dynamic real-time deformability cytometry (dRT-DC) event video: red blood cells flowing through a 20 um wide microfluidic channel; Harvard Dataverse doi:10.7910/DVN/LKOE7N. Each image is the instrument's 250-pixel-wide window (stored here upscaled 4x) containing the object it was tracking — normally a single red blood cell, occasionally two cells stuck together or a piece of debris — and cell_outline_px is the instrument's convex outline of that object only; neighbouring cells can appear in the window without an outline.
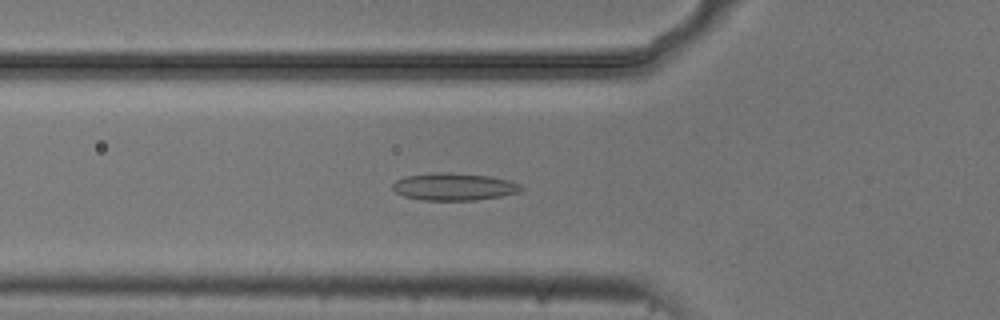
{"species": "common noctule bat (a hibernating species)", "species_latin": "Nyctalus noctula", "temperature_condition": "cold", "stored_images_in_passage": 49, "camera_frame_rate_fps": 3000, "um_per_image_px": 0.085, "animal": {"sex": "male", "body_mass_g": 20.5, "forearm_length_mm": 52.5}, "frame": {"image": 1, "passage_image": 14, "time_ms": 4.333, "image_size_px": [1000, 320], "cell_outline_px": [[524, 188], [520, 192], [500, 196], [472, 200], [424, 200], [404, 196], [396, 192], [392, 188], [392, 184], [396, 180], [404, 176], [440, 172], [448, 172], [488, 176], [508, 180], [520, 184]], "centroid_in_image_um": [38.58, 15.86], "position_along_channel_um": 87.2, "area_um2": 20.35}}
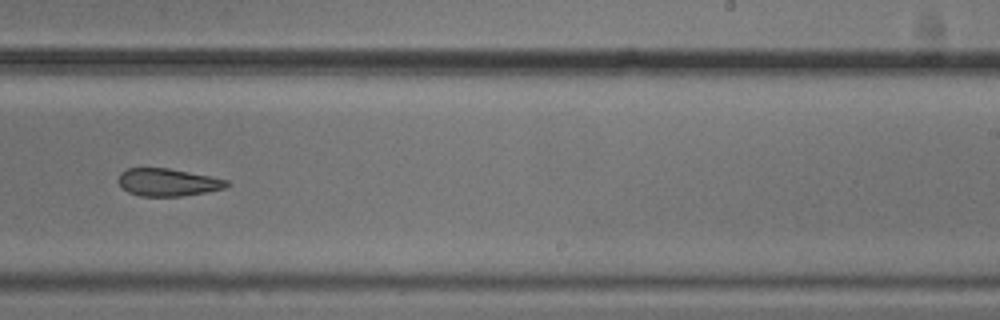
{"frame": {"image": 2, "passage_image": 29, "time_ms": 9.333, "image_size_px": [1000, 320], "cell_outline_px": [[232, 184], [224, 188], [204, 192], [180, 196], [140, 196], [128, 192], [116, 180], [120, 172], [128, 168], [168, 168], [228, 180]], "centroid_in_image_um": [14.23, 15.49], "position_along_channel_um": 274.8, "area_um2": 17.28}}
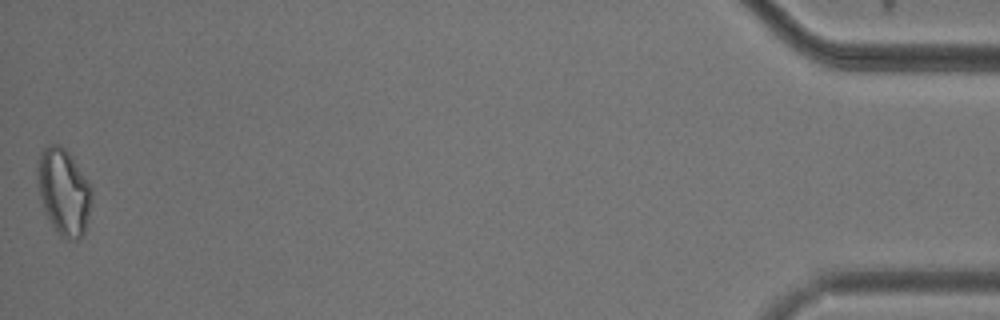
{"frame": {"image": 3, "passage_image": 49, "time_ms": 16.0, "image_size_px": [1000, 320], "cell_outline_px": [[92, 196], [84, 236], [76, 240], [68, 240], [60, 236], [56, 232], [44, 208], [40, 196], [36, 168], [40, 152], [48, 144], [60, 144], [72, 156], [92, 188]], "centroid_in_image_um": [5.42, 16.29], "position_along_channel_um": 429.8, "area_um2": 27.28}, "authors_computed_cell_mechanics": {"area_um2": 19.941, "velocity_mm_per_s": 3.739, "shape_relaxation_time_tau1_ms": null, "shape_relaxation_time_tau2_ms": 5.4075, "deformation_change_tau1": null, "deformation_change_tau2": 0.1463}}